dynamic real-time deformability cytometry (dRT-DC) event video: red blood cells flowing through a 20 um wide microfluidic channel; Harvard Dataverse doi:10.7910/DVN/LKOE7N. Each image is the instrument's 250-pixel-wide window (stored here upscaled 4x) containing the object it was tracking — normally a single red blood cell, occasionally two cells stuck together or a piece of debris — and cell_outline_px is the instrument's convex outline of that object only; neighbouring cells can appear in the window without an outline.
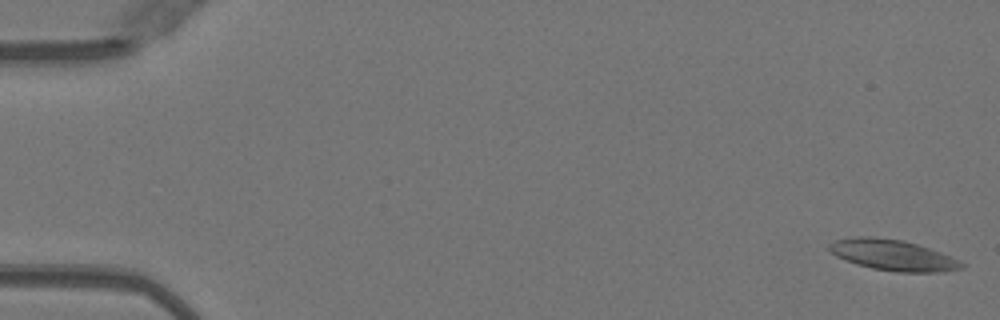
{"species": "Egyptian fruit bat (a non-hibernating species)", "species_latin": "Rousettus aegyptiacus", "temperature_condition": "warm", "stored_images_in_passage": 52, "camera_frame_rate_fps": 3000, "um_per_image_px": 0.085, "animal": {"sex": "female"}, "frame": {"image": 1, "passage_image": 1, "time_ms": 0.0, "image_size_px": [1000, 320], "cell_outline_px": [[964, 268], [944, 272], [896, 272], [872, 268], [856, 264], [836, 256], [828, 248], [828, 244], [836, 240], [856, 236], [872, 236], [904, 240], [940, 252], [960, 260], [964, 264]], "centroid_in_image_um": [75.9, 21.68], "position_along_channel_um": 9.1, "area_um2": 23.81}}
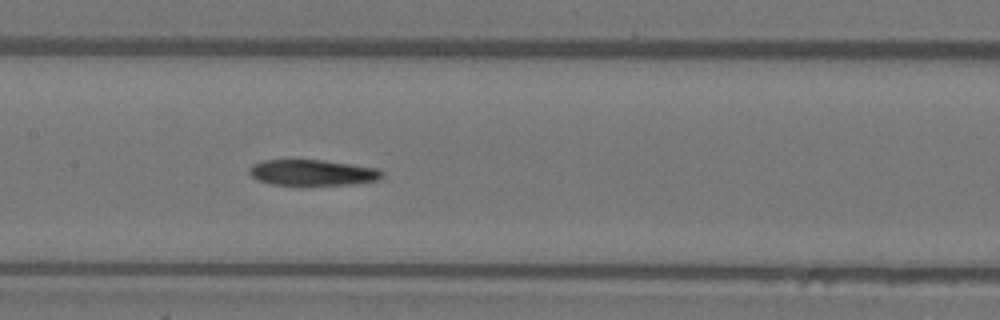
{"frame": {"image": 2, "passage_image": 25, "time_ms": 8.0, "image_size_px": [1000, 320], "cell_outline_px": [[384, 176], [380, 180], [352, 184], [272, 184], [260, 180], [252, 176], [248, 172], [248, 168], [252, 164], [260, 160], [324, 160], [380, 168], [384, 172]], "centroid_in_image_um": [26.61, 14.65], "position_along_channel_um": 180.8, "area_um2": 20.0}}
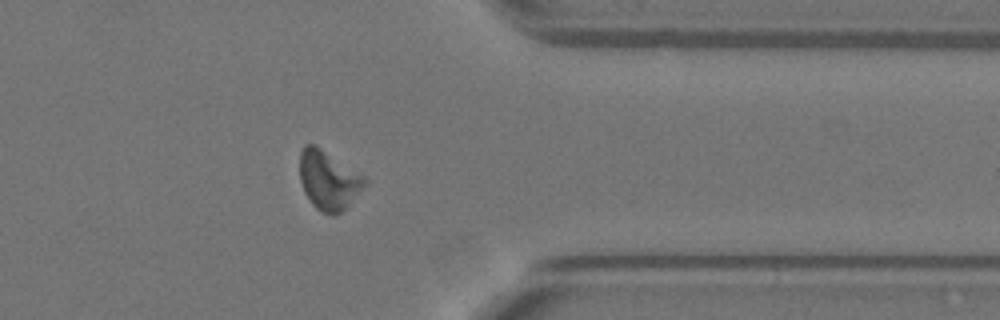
{"frame": {"image": 3, "passage_image": 41, "time_ms": 13.333, "image_size_px": [1000, 320], "cell_outline_px": [[368, 184], [336, 216], [332, 216], [320, 212], [312, 204], [304, 192], [300, 180], [300, 152], [304, 144], [316, 144], [368, 176]], "centroid_in_image_um": [27.96, 15.29], "position_along_channel_um": 383.4, "area_um2": 23.0}, "authors_computed_cell_mechanics": {"area_um2": 21.6461, "velocity_mm_per_s": 3.984, "shape_relaxation_time_tau1_ms": null, "shape_relaxation_time_tau2_ms": 6.8031, "deformation_change_tau1": null, "deformation_change_tau2": 0.1865}}